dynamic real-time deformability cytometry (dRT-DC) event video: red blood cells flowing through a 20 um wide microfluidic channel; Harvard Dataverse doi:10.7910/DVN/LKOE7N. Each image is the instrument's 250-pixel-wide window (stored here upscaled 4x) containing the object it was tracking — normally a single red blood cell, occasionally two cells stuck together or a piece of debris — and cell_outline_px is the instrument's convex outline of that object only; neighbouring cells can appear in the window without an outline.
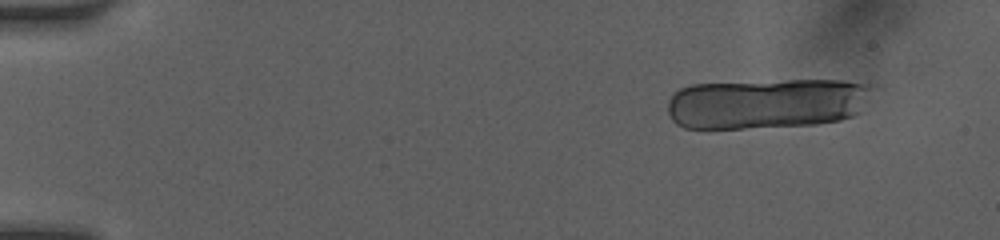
{"species": "human", "species_latin": "Homo sapiens", "temperature_condition": "room temperature", "stored_images_in_passage": 13, "camera_frame_rate_fps": 3000, "um_per_image_px": 0.085, "donor": {"sex": "female"}, "frame": {"image": 1, "passage_image": 1, "time_ms": 0.0, "image_size_px": [1000, 240], "cell_outline_px": [[868, 88], [856, 112], [852, 116], [840, 120], [816, 124], [744, 128], [684, 128], [676, 124], [672, 120], [668, 112], [668, 100], [672, 92], [680, 88], [692, 84], [788, 80], [844, 80], [868, 84]], "centroid_in_image_um": [65.01, 8.79], "position_along_channel_um": 20.0, "area_um2": 59.65}}